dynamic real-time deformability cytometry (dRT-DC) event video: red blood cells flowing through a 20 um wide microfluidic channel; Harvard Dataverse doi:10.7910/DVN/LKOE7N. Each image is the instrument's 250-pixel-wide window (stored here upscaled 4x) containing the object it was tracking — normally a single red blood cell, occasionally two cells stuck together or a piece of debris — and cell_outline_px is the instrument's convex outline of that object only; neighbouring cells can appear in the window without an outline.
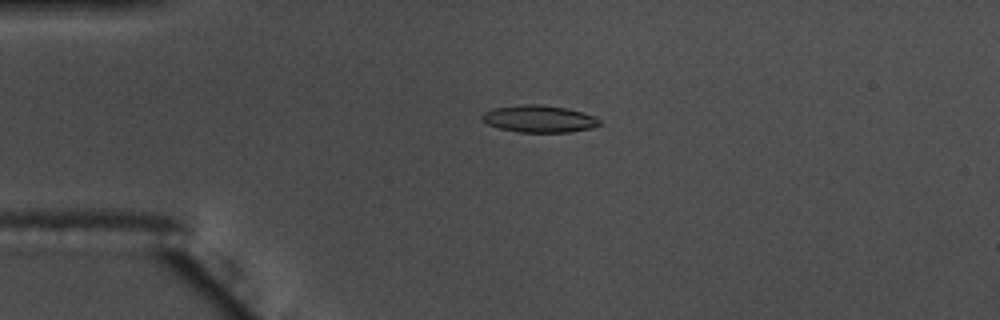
{"species": "common noctule bat (a hibernating species)", "species_latin": "Nyctalus noctula", "temperature_condition": "warm", "stored_images_in_passage": 57, "camera_frame_rate_fps": 3000, "um_per_image_px": 0.085, "animal": {"sex": "male", "body_mass_g": 17.5, "forearm_length_mm": 52.3}, "frame": {"image": 1, "passage_image": 14, "time_ms": 4.333, "image_size_px": [1000, 320], "cell_outline_px": [[600, 124], [592, 128], [568, 132], [520, 132], [500, 128], [488, 124], [480, 120], [480, 116], [484, 112], [492, 108], [524, 104], [536, 104], [568, 108], [596, 116], [600, 120]], "centroid_in_image_um": [45.81, 10.09], "position_along_channel_um": 39.2, "area_um2": 18.61}}
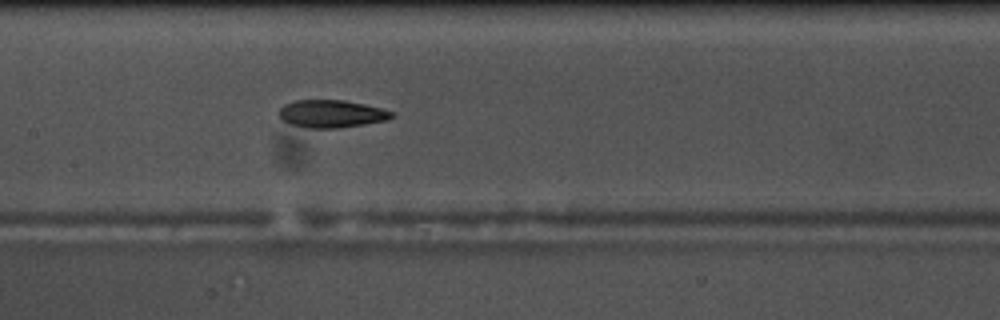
{"frame": {"image": 2, "passage_image": 28, "time_ms": 9.0, "image_size_px": [1000, 320], "cell_outline_px": [[392, 116], [388, 120], [364, 124], [336, 128], [308, 128], [292, 124], [284, 120], [280, 116], [280, 108], [284, 104], [296, 100], [344, 100], [364, 104], [380, 108], [392, 112]], "centroid_in_image_um": [28.17, 9.66], "position_along_channel_um": 179.2, "area_um2": 17.86}}
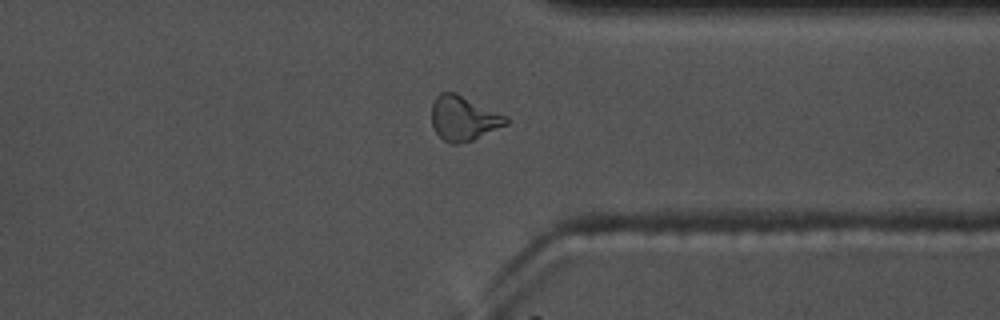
{"frame": {"image": 3, "passage_image": 44, "time_ms": 14.333, "image_size_px": [1000, 320], "cell_outline_px": [[508, 124], [472, 140], [456, 144], [452, 144], [444, 140], [436, 132], [432, 124], [432, 104], [436, 96], [440, 92], [456, 92], [508, 116]], "centroid_in_image_um": [39.41, 10.03], "position_along_channel_um": 372.0, "area_um2": 19.36}, "authors_computed_cell_mechanics": {"area_um2": 18.0914, "velocity_mm_per_s": 3.6536, "shape_relaxation_time_tau1_ms": 5.8162, "shape_relaxation_time_tau2_ms": 4.3933, "deformation_change_tau1": 0.1729, "deformation_change_tau2": 0.1185}}